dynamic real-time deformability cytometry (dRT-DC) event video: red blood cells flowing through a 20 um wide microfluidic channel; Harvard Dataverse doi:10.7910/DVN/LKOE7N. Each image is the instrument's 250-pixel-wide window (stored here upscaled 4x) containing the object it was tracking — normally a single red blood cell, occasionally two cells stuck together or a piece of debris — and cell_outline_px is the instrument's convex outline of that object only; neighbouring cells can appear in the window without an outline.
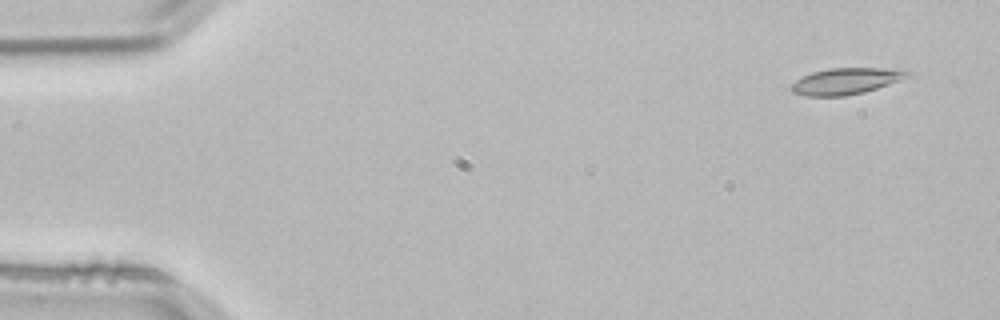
{"species": "common noctule bat (a hibernating species)", "species_latin": "Nyctalus noctula", "temperature_condition": "room temperature", "stored_images_in_passage": 4, "camera_frame_rate_fps": 3000, "um_per_image_px": 0.085, "animal": {"sex": "male", "body_mass_g": 21.5, "forearm_length_mm": 52.0}, "frame": {"image": 1, "passage_image": 1, "time_ms": 0.0, "image_size_px": [1000, 320], "cell_outline_px": [[912, 76], [864, 92], [844, 96], [804, 96], [792, 92], [788, 88], [796, 80], [812, 72], [832, 68], [900, 68], [912, 72]], "centroid_in_image_um": [71.94, 6.89], "position_along_channel_um": 13.1, "area_um2": 17.98}}
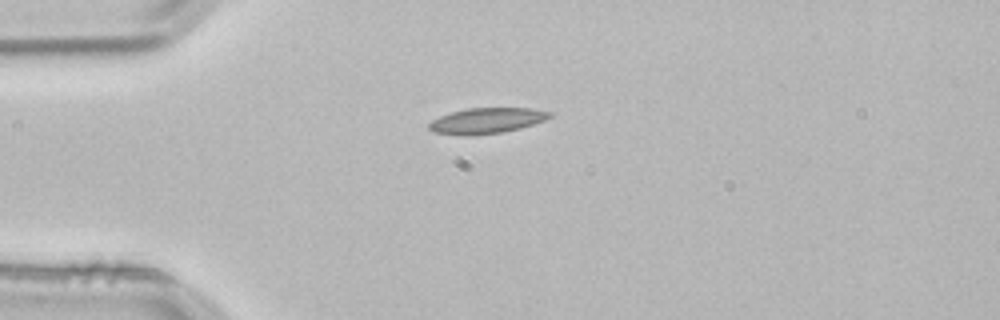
{"frame": {"image": 2, "passage_image": 3, "time_ms": 0.667, "image_size_px": [1000, 320], "cell_outline_px": [[552, 116], [544, 120], [520, 128], [504, 132], [464, 136], [436, 132], [428, 128], [428, 124], [432, 120], [440, 116], [452, 112], [468, 108], [532, 108], [552, 112]], "centroid_in_image_um": [41.37, 10.25], "position_along_channel_um": 43.6, "area_um2": 17.92}}